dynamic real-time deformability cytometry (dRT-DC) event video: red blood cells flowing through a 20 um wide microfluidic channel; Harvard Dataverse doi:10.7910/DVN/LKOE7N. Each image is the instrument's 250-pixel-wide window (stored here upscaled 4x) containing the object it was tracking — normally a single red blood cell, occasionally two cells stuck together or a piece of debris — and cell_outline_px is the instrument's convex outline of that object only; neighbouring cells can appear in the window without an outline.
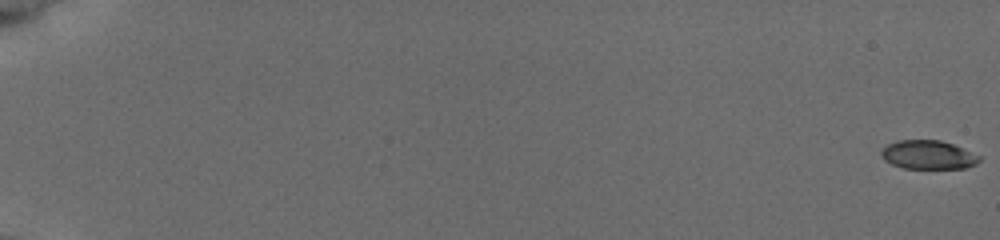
{"species": "common noctule bat (a hibernating species)", "species_latin": "Nyctalus noctula", "temperature_condition": "cold", "stored_images_in_passage": 58, "camera_frame_rate_fps": 3000, "um_per_image_px": 0.085, "animal": {"sex": "female", "body_mass_g": 19.5, "forearm_length_mm": 54.1}, "frame": {"image": 1, "passage_image": 1, "time_ms": 0.0, "image_size_px": [1000, 240], "cell_outline_px": [[980, 160], [976, 164], [964, 168], [904, 168], [892, 164], [884, 160], [880, 156], [880, 152], [888, 144], [900, 140], [940, 140], [952, 144], [980, 156]], "centroid_in_image_um": [78.87, 13.16], "position_along_channel_um": 6.1, "area_um2": 16.24}}
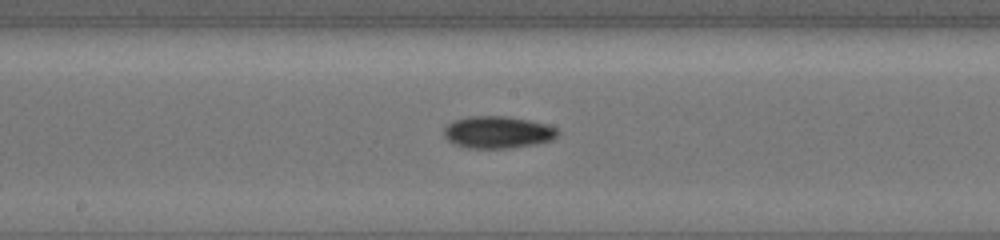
{"frame": {"image": 2, "passage_image": 34, "time_ms": 11.0, "image_size_px": [1000, 240], "cell_outline_px": [[560, 132], [552, 140], [536, 144], [512, 148], [468, 148], [452, 144], [444, 136], [444, 128], [448, 124], [456, 120], [468, 116], [508, 116], [528, 120], [544, 124], [556, 128]], "centroid_in_image_um": [42.29, 11.25], "position_along_channel_um": 205.9, "area_um2": 21.33}}
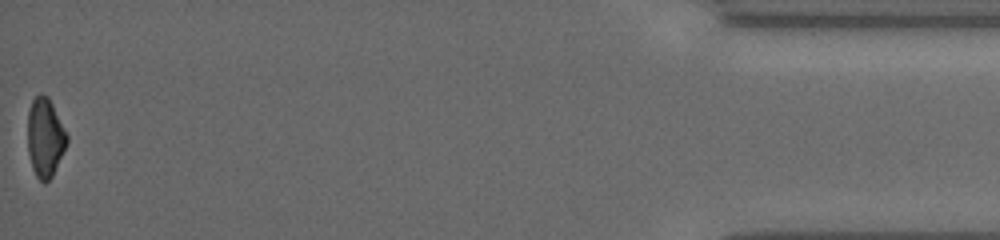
{"frame": {"image": 3, "passage_image": 58, "time_ms": 19.0, "image_size_px": [1000, 240], "cell_outline_px": [[68, 144], [52, 176], [44, 184], [36, 176], [32, 168], [28, 152], [28, 112], [32, 100], [40, 92], [48, 96], [68, 136]], "centroid_in_image_um": [3.83, 11.7], "position_along_channel_um": 431.4, "area_um2": 18.09}, "authors_computed_cell_mechanics": {"area_um2": 18.4382, "velocity_mm_per_s": 3.7984, "shape_relaxation_time_tau1_ms": 3.5014, "shape_relaxation_time_tau2_ms": null, "deformation_change_tau1": 0.113, "deformation_change_tau2": null}}